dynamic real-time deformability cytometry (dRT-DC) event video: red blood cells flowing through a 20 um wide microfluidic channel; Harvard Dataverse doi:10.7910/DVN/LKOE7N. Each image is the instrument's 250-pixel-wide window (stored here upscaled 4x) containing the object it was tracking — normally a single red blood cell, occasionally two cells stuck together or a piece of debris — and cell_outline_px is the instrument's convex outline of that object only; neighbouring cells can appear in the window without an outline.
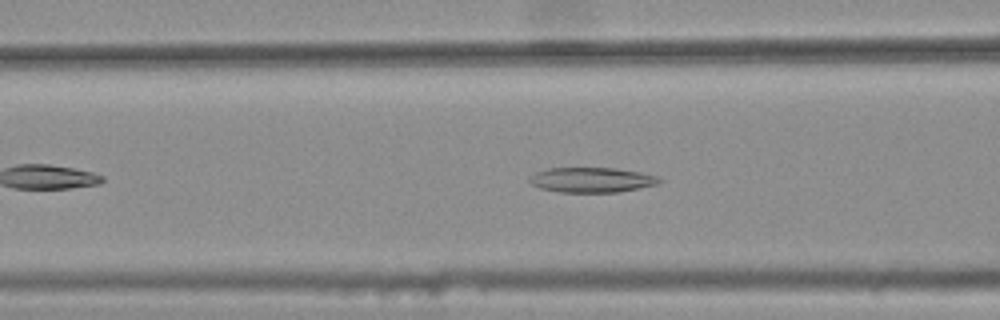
{"species": "common noctule bat (a hibernating species)", "species_latin": "Nyctalus noctula", "temperature_condition": "warm", "stored_images_in_passage": 35, "camera_frame_rate_fps": 3000, "um_per_image_px": 0.085, "animal": {"sex": "female", "body_mass_g": 25.1}, "frame": {"image": 1, "passage_image": 13, "time_ms": 4.0, "image_size_px": [1000, 320], "cell_outline_px": [[660, 180], [656, 184], [616, 192], [560, 192], [540, 188], [532, 184], [528, 180], [536, 172], [548, 168], [612, 168], [640, 172], [656, 176]], "centroid_in_image_um": [50.24, 15.29], "position_along_channel_um": 116.4, "area_um2": 18.5}}
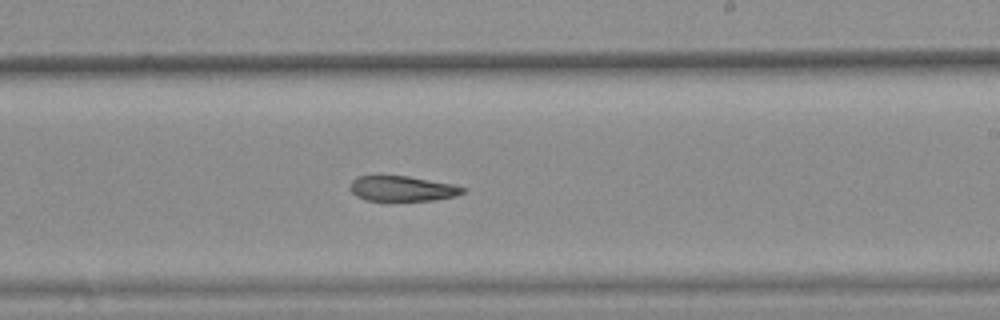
{"frame": {"image": 2, "passage_image": 24, "time_ms": 7.667, "image_size_px": [1000, 320], "cell_outline_px": [[468, 188], [464, 192], [456, 196], [436, 200], [368, 200], [356, 196], [352, 192], [352, 180], [360, 176], [408, 176], [452, 184]], "centroid_in_image_um": [34.26, 16.03], "position_along_channel_um": 254.7, "area_um2": 16.3}}
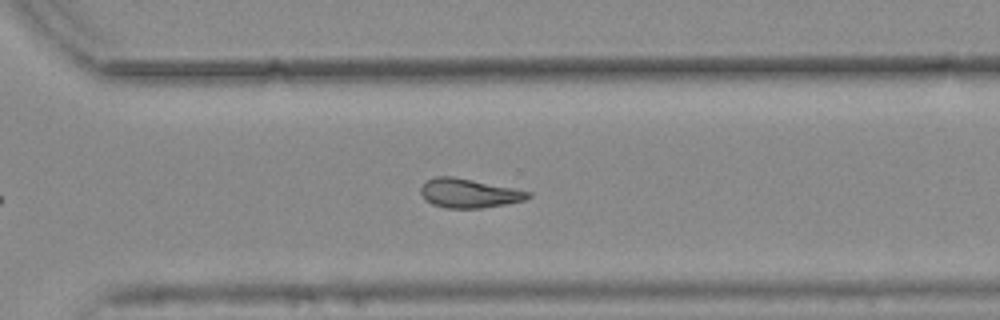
{"frame": {"image": 3, "passage_image": 30, "time_ms": 9.667, "image_size_px": [1000, 320], "cell_outline_px": [[532, 196], [524, 200], [508, 204], [480, 208], [448, 208], [432, 204], [424, 200], [420, 192], [420, 188], [428, 180], [436, 176], [452, 176], [532, 192]], "centroid_in_image_um": [39.85, 16.43], "position_along_channel_um": 330.7, "area_um2": 18.09}, "authors_computed_cell_mechanics": {"area_um2": 18.3804, "velocity_mm_per_s": 3.7832, "shape_relaxation_time_tau1_ms": null, "shape_relaxation_time_tau2_ms": 7.2428, "deformation_change_tau1": null, "deformation_change_tau2": 0.1595}}